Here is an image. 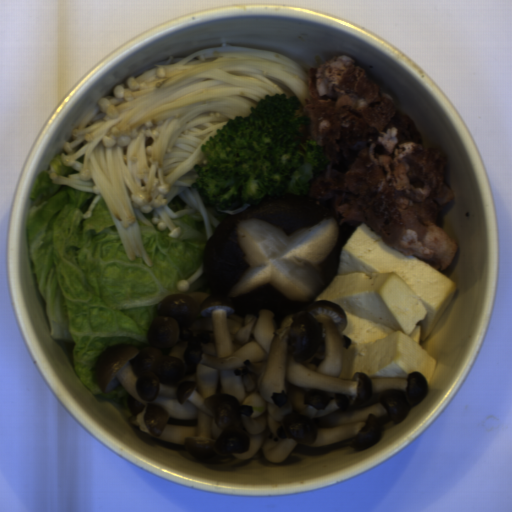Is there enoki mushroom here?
Here are the masks:
<instances>
[{
	"label": "enoki mushroom",
	"instance_id": "6df1b440",
	"mask_svg": "<svg viewBox=\"0 0 512 512\" xmlns=\"http://www.w3.org/2000/svg\"><path fill=\"white\" fill-rule=\"evenodd\" d=\"M205 271V262L187 280L177 281L176 286L180 292H188L192 283L200 279Z\"/></svg>",
	"mask_w": 512,
	"mask_h": 512
},
{
	"label": "enoki mushroom",
	"instance_id": "cea9216a",
	"mask_svg": "<svg viewBox=\"0 0 512 512\" xmlns=\"http://www.w3.org/2000/svg\"><path fill=\"white\" fill-rule=\"evenodd\" d=\"M307 72L273 51L221 43L217 47L174 58L165 57L137 70L69 133L62 142L69 177L49 174L51 182L87 193L95 200L81 215L90 219L100 198L131 262L147 254L139 220L168 237L181 229L171 218L202 221L206 243L227 219L255 204L234 210L207 207L199 190L196 164L201 145L237 116H246L263 95L286 93L302 104Z\"/></svg>",
	"mask_w": 512,
	"mask_h": 512
}]
</instances>
